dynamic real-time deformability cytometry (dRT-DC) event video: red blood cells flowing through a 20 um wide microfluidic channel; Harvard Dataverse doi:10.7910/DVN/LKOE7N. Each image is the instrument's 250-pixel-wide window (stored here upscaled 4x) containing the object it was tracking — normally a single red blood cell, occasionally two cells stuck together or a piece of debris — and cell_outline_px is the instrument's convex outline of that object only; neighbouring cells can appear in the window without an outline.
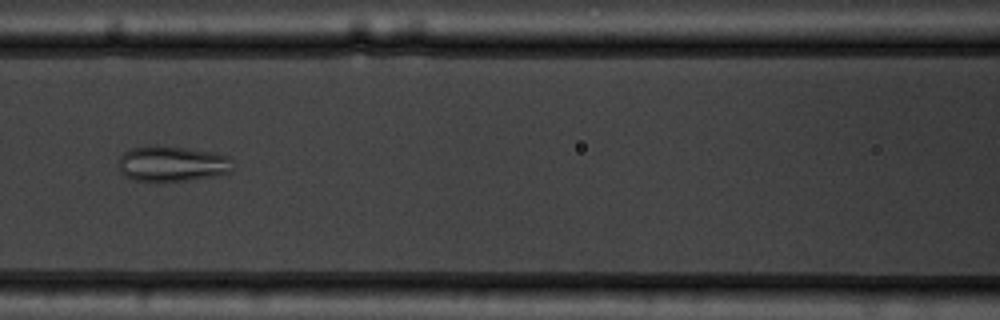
{"species": "common noctule bat (a hibernating species)", "species_latin": "Nyctalus noctula", "temperature_condition": "warm", "stored_images_in_passage": 53, "camera_frame_rate_fps": 3000, "um_per_image_px": 0.085, "animal": {"sex": "male", "body_mass_g": 19.5, "forearm_length_mm": 54.6}, "frame": {"image": 1, "passage_image": 24, "time_ms": 7.667, "image_size_px": [1000, 320], "cell_outline_px": [[232, 172], [216, 176], [184, 180], [136, 180], [124, 176], [120, 172], [120, 156], [124, 152], [132, 148], [184, 148], [216, 152], [228, 156], [232, 168]], "centroid_in_image_um": [14.68, 13.94], "position_along_channel_um": 151.9, "area_um2": 22.72}}
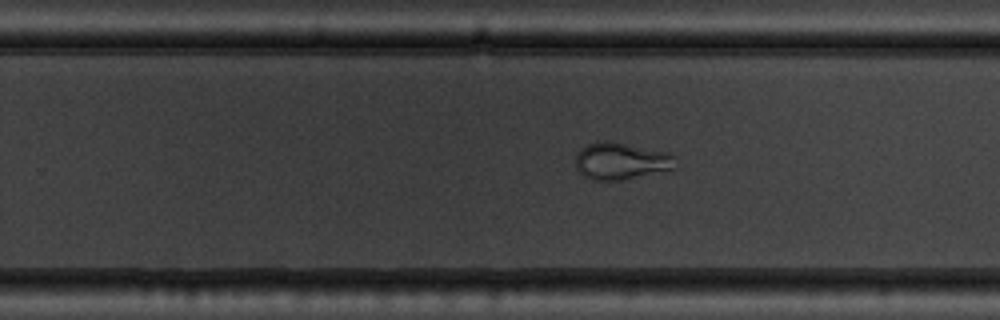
{"frame": {"image": 2, "passage_image": 34, "time_ms": 11.0, "image_size_px": [1000, 320], "cell_outline_px": [[676, 168], [620, 180], [592, 180], [584, 176], [576, 168], [576, 152], [580, 148], [588, 144], [600, 140], [612, 140], [668, 152], [676, 156]], "centroid_in_image_um": [52.78, 13.66], "position_along_channel_um": 277.0, "area_um2": 21.85}}
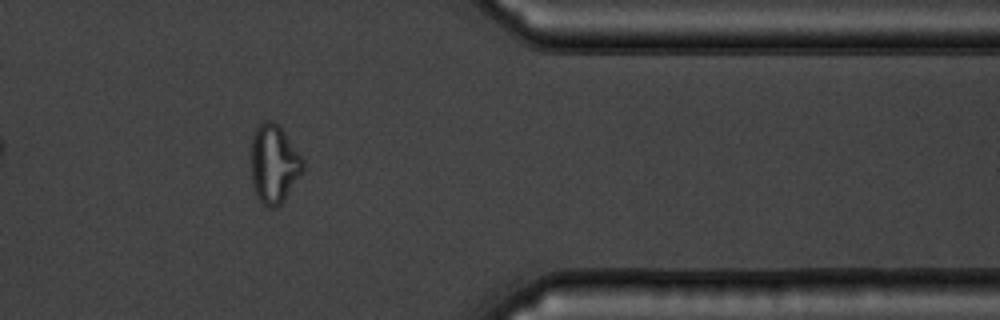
{"frame": {"image": 3, "passage_image": 44, "time_ms": 14.333, "image_size_px": [1000, 320], "cell_outline_px": [[304, 168], [284, 200], [276, 208], [268, 208], [256, 196], [252, 184], [252, 136], [256, 128], [264, 120], [276, 120], [304, 160]], "centroid_in_image_um": [23.28, 13.92], "position_along_channel_um": 388.1, "area_um2": 23.7}, "authors_computed_cell_mechanics": {"area_um2": 25.8366, "velocity_mm_per_s": 3.7654, "shape_relaxation_time_tau1_ms": null, "shape_relaxation_time_tau2_ms": 1.5778, "deformation_change_tau1": null, "deformation_change_tau2": 0.072}}